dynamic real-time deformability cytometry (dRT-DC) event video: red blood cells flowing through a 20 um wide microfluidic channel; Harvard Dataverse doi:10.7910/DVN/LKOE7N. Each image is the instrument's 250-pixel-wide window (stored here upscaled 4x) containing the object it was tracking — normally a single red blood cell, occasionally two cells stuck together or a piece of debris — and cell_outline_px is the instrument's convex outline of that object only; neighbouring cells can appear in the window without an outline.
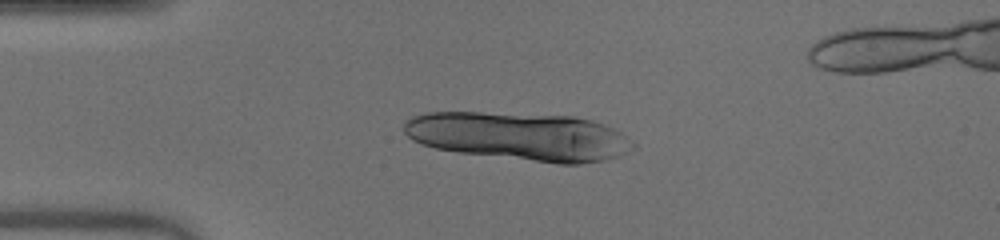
{"species": "human", "species_latin": "Homo sapiens", "temperature_condition": "warm", "stored_images_in_passage": 16, "segment_of_instrument_passage": [1, 2], "camera_frame_rate_fps": 3000, "um_per_image_px": 0.085, "donor": {"sex": "male"}, "frame": {"image": 1, "passage_image": 1, "time_ms": 0.0, "image_size_px": [1000, 240], "cell_outline_px": [[636, 148], [620, 156], [608, 160], [580, 164], [560, 164], [460, 152], [436, 148], [412, 140], [404, 132], [404, 120], [412, 116], [428, 112], [480, 112], [572, 116], [592, 120], [604, 124], [620, 132], [632, 140], [636, 144]], "centroid_in_image_um": [44.2, 11.59], "position_along_channel_um": 40.8, "area_um2": 64.56}}